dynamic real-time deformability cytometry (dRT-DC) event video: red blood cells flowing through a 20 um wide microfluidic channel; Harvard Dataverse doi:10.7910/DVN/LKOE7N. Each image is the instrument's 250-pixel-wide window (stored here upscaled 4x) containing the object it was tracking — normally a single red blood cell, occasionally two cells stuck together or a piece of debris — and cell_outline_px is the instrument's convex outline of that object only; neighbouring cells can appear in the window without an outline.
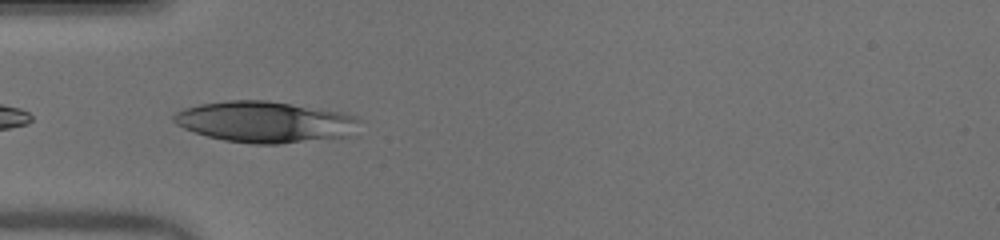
{"species": "human", "species_latin": "Homo sapiens", "temperature_condition": "warm", "stored_images_in_passage": 36, "camera_frame_rate_fps": 3000, "um_per_image_px": 0.085, "donor": {"sex": "male"}, "frame": {"image": 1, "passage_image": 1, "time_ms": 0.0, "image_size_px": [1000, 240], "cell_outline_px": [[360, 120], [348, 136], [280, 144], [252, 144], [224, 140], [208, 136], [184, 128], [176, 124], [172, 120], [172, 116], [176, 112], [184, 108], [200, 104], [228, 100], [264, 100], [344, 112]], "centroid_in_image_um": [22.47, 10.36], "position_along_channel_um": 62.5, "area_um2": 44.16}}
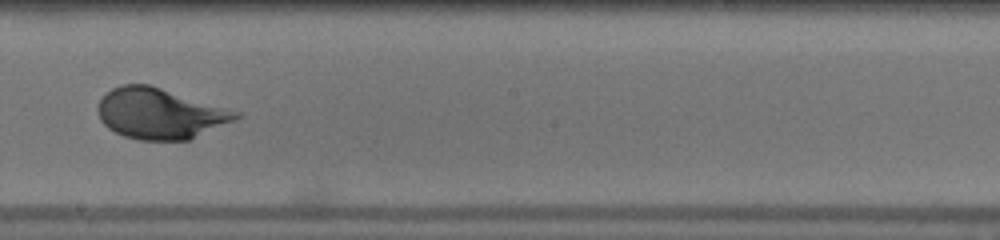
{"frame": {"image": 2, "passage_image": 14, "time_ms": 4.333, "image_size_px": [1000, 240], "cell_outline_px": [[244, 116], [188, 140], [140, 140], [124, 136], [108, 128], [100, 120], [96, 108], [100, 100], [112, 88], [120, 84], [148, 84], [240, 112]], "centroid_in_image_um": [13.58, 9.65], "position_along_channel_um": 234.6, "area_um2": 40.46}}
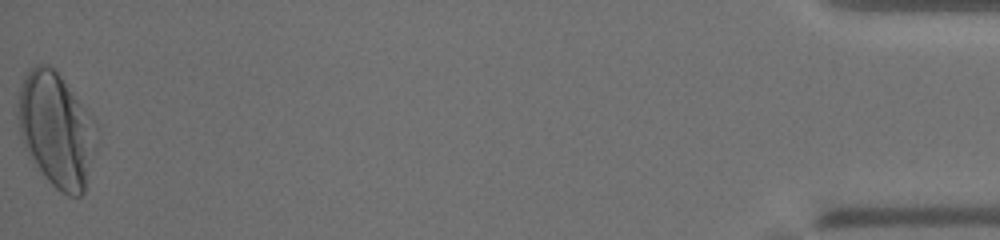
{"frame": {"image": 3, "passage_image": 36, "time_ms": 11.667, "image_size_px": [1000, 240], "cell_outline_px": [[84, 192], [80, 196], [68, 196], [60, 192], [44, 176], [28, 152], [24, 144], [20, 132], [20, 88], [28, 72], [36, 64], [40, 64], [52, 68], [60, 76], [76, 100], [84, 124]], "centroid_in_image_um": [4.52, 11.0], "position_along_channel_um": 430.7, "area_um2": 45.37}, "authors_computed_cell_mechanics": {"area_um2": 40.46, "velocity_mm_per_s": 3.9912, "shape_relaxation_time_tau1_ms": 3.2343, "shape_relaxation_time_tau2_ms": null, "deformation_change_tau1": 0.2146, "deformation_change_tau2": null}}